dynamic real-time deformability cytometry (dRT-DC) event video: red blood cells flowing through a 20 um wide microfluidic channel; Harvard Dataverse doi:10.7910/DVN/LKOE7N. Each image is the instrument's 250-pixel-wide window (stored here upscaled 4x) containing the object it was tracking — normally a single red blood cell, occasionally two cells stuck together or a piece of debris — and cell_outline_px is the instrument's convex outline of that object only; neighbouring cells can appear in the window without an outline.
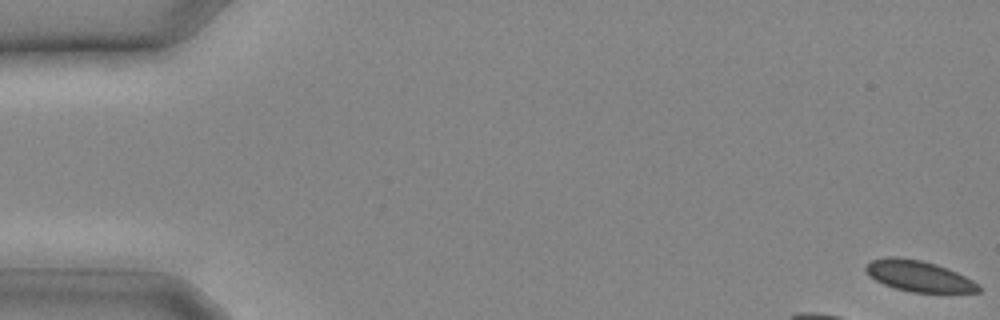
{"species": "common noctule bat (a hibernating species)", "species_latin": "Nyctalus noctula", "temperature_condition": "cold", "stored_images_in_passage": 7, "camera_frame_rate_fps": 3000, "um_per_image_px": 0.085, "animal": {"sex": "male", "body_mass_g": 20.4}, "frame": {"image": 1, "passage_image": 1, "time_ms": 0.0, "image_size_px": [1000, 320], "cell_outline_px": [[980, 292], [912, 292], [896, 288], [884, 284], [868, 276], [864, 268], [872, 260], [888, 256], [896, 256], [920, 260], [936, 264], [948, 268], [980, 284]], "centroid_in_image_um": [78.08, 23.46], "position_along_channel_um": 6.9, "area_um2": 20.23}}